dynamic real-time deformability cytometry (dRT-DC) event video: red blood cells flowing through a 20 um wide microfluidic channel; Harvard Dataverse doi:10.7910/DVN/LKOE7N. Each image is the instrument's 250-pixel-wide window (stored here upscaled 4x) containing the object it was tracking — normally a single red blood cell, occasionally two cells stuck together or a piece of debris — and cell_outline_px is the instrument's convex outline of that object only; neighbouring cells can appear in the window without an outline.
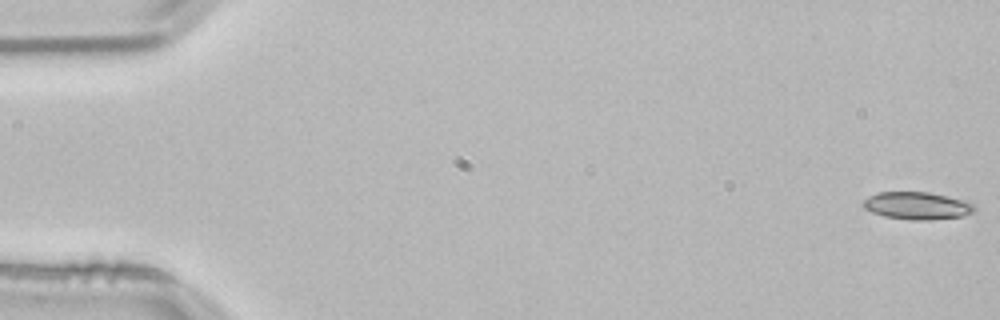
{"species": "common noctule bat (a hibernating species)", "species_latin": "Nyctalus noctula", "temperature_condition": "room temperature", "stored_images_in_passage": 53, "camera_frame_rate_fps": 3000, "um_per_image_px": 0.085, "animal": {"sex": "male", "body_mass_g": 21.5, "forearm_length_mm": 52.0}, "frame": {"image": 1, "passage_image": 1, "time_ms": 0.0, "image_size_px": [1000, 320], "cell_outline_px": [[976, 208], [972, 212], [960, 216], [932, 220], [912, 220], [884, 216], [872, 212], [864, 208], [864, 200], [868, 196], [880, 192], [928, 192], [960, 200], [972, 204]], "centroid_in_image_um": [77.9, 17.49], "position_along_channel_um": 7.1, "area_um2": 17.4}}
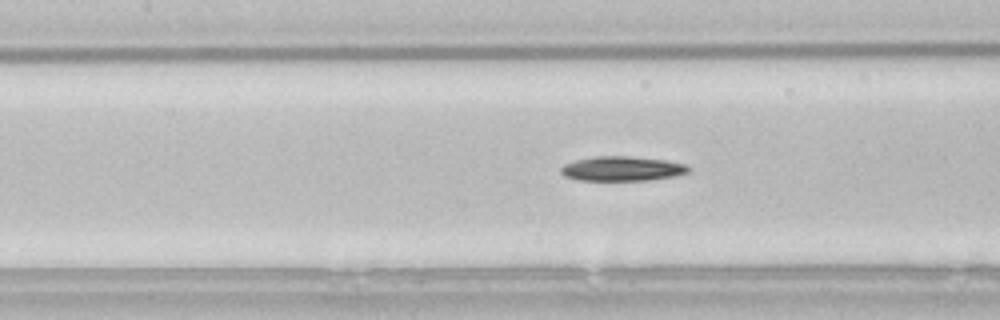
{"frame": {"image": 2, "passage_image": 24, "time_ms": 7.667, "image_size_px": [1000, 320], "cell_outline_px": [[688, 172], [676, 176], [648, 180], [580, 180], [564, 176], [560, 172], [560, 168], [564, 164], [576, 160], [596, 156], [628, 156], [664, 160], [684, 164], [688, 168]], "centroid_in_image_um": [52.84, 14.34], "position_along_channel_um": 154.6, "area_um2": 18.09}}
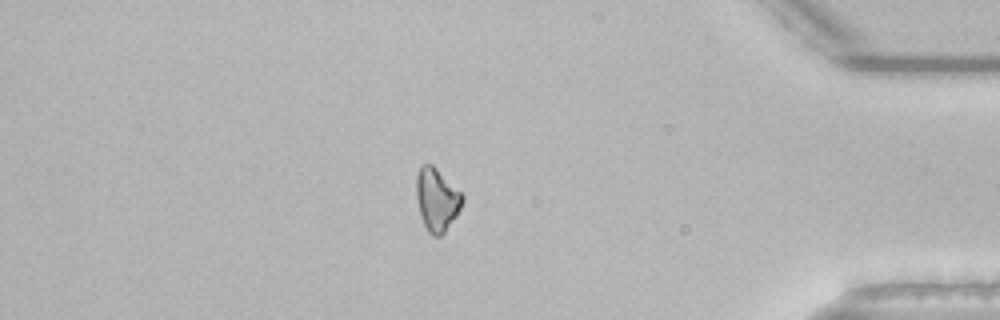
{"frame": {"image": 3, "passage_image": 46, "time_ms": 15.0, "image_size_px": [1000, 320], "cell_outline_px": [[464, 200], [456, 216], [444, 232], [440, 236], [432, 236], [428, 232], [420, 216], [416, 200], [416, 176], [420, 168], [424, 164], [432, 164], [464, 196]], "centroid_in_image_um": [37.11, 16.98], "position_along_channel_um": 398.1, "area_um2": 16.7}, "authors_computed_cell_mechanics": {"area_um2": 17.5712, "velocity_mm_per_s": 3.8144, "shape_relaxation_time_tau1_ms": 5.8291, "shape_relaxation_time_tau2_ms": null, "deformation_change_tau1": 0.1676, "deformation_change_tau2": null}}